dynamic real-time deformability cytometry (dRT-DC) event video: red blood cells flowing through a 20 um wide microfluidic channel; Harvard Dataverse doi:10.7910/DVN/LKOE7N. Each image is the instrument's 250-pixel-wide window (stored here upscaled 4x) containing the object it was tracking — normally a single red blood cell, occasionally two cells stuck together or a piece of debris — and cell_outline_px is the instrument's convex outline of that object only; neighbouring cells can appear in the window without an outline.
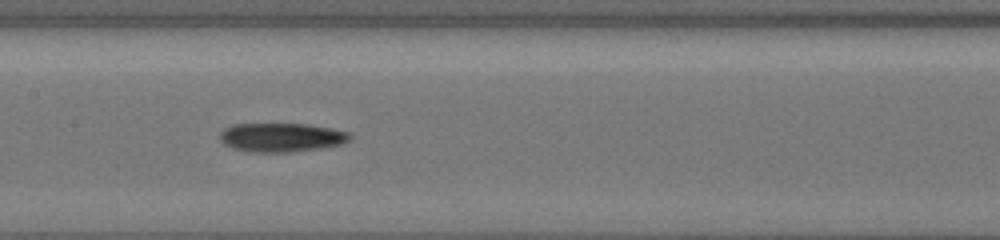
{"species": "common noctule bat (a hibernating species)", "species_latin": "Nyctalus noctula", "temperature_condition": "cold", "stored_images_in_passage": 11, "camera_frame_rate_fps": 3000, "um_per_image_px": 0.085, "animal": {"sex": "female", "body_mass_g": 19.5, "forearm_length_mm": 54.1}, "frame": {"image": 1, "passage_image": 10, "time_ms": 9.333, "image_size_px": [1000, 240], "cell_outline_px": [[352, 140], [344, 144], [320, 148], [292, 152], [248, 152], [232, 148], [224, 144], [220, 140], [220, 132], [224, 128], [232, 124], [308, 124], [332, 128], [348, 132], [352, 136]], "centroid_in_image_um": [23.94, 11.68], "position_along_channel_um": 183.5, "area_um2": 22.2}}